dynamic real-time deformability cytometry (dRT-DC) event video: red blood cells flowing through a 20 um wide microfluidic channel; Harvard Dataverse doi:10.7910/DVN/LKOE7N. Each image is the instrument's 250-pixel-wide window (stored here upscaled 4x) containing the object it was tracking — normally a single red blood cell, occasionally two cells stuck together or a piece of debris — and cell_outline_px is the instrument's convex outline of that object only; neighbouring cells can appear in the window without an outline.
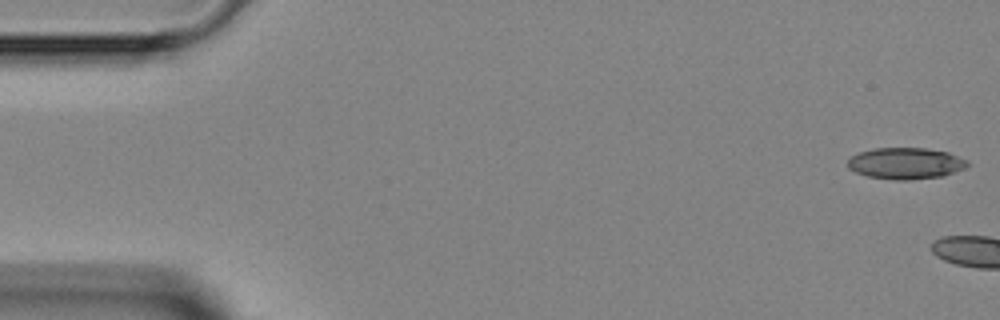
{"species": "Egyptian fruit bat (a non-hibernating species)", "species_latin": "Rousettus aegyptiacus", "temperature_condition": "room temperature", "stored_images_in_passage": 4, "segment_of_instrument_passage": [2, 2], "camera_frame_rate_fps": 3000, "um_per_image_px": 0.085, "animal": {"sex": "female"}, "frame": {"image": 1, "passage_image": 4, "time_ms": 3.667, "image_size_px": [1000, 320], "cell_outline_px": [[968, 164], [964, 168], [944, 176], [912, 180], [892, 180], [868, 176], [856, 172], [848, 168], [848, 160], [852, 156], [860, 152], [876, 148], [924, 148], [948, 152], [968, 160]], "centroid_in_image_um": [76.99, 13.89], "position_along_channel_um": 8.0, "area_um2": 21.91}}